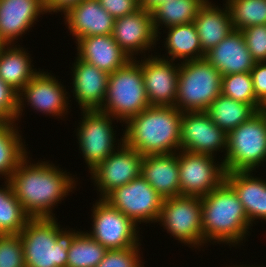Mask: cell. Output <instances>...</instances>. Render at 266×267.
<instances>
[{"instance_id": "ffe728a7", "label": "cell", "mask_w": 266, "mask_h": 267, "mask_svg": "<svg viewBox=\"0 0 266 267\" xmlns=\"http://www.w3.org/2000/svg\"><path fill=\"white\" fill-rule=\"evenodd\" d=\"M64 19L75 42L88 36L111 35L115 24L98 0H82L64 13Z\"/></svg>"}, {"instance_id": "83f0119b", "label": "cell", "mask_w": 266, "mask_h": 267, "mask_svg": "<svg viewBox=\"0 0 266 267\" xmlns=\"http://www.w3.org/2000/svg\"><path fill=\"white\" fill-rule=\"evenodd\" d=\"M16 124L0 121V177L6 180L28 154Z\"/></svg>"}, {"instance_id": "ac0fdd59", "label": "cell", "mask_w": 266, "mask_h": 267, "mask_svg": "<svg viewBox=\"0 0 266 267\" xmlns=\"http://www.w3.org/2000/svg\"><path fill=\"white\" fill-rule=\"evenodd\" d=\"M73 64V96L80 110H99L105 100L109 74L77 57Z\"/></svg>"}, {"instance_id": "7a4b0ae2", "label": "cell", "mask_w": 266, "mask_h": 267, "mask_svg": "<svg viewBox=\"0 0 266 267\" xmlns=\"http://www.w3.org/2000/svg\"><path fill=\"white\" fill-rule=\"evenodd\" d=\"M182 114L175 106L151 105L123 123V142L143 156L177 153Z\"/></svg>"}, {"instance_id": "7c38bea8", "label": "cell", "mask_w": 266, "mask_h": 267, "mask_svg": "<svg viewBox=\"0 0 266 267\" xmlns=\"http://www.w3.org/2000/svg\"><path fill=\"white\" fill-rule=\"evenodd\" d=\"M214 158L208 154L178 151L180 195L202 197L225 180L224 165L217 164Z\"/></svg>"}, {"instance_id": "60d3db41", "label": "cell", "mask_w": 266, "mask_h": 267, "mask_svg": "<svg viewBox=\"0 0 266 267\" xmlns=\"http://www.w3.org/2000/svg\"><path fill=\"white\" fill-rule=\"evenodd\" d=\"M82 0H42L45 10L48 13H65L70 7L80 3Z\"/></svg>"}, {"instance_id": "74e56055", "label": "cell", "mask_w": 266, "mask_h": 267, "mask_svg": "<svg viewBox=\"0 0 266 267\" xmlns=\"http://www.w3.org/2000/svg\"><path fill=\"white\" fill-rule=\"evenodd\" d=\"M18 93L0 78V121L15 122Z\"/></svg>"}, {"instance_id": "5b68a950", "label": "cell", "mask_w": 266, "mask_h": 267, "mask_svg": "<svg viewBox=\"0 0 266 267\" xmlns=\"http://www.w3.org/2000/svg\"><path fill=\"white\" fill-rule=\"evenodd\" d=\"M149 106L141 66L135 59L109 74L106 97L100 111L123 123Z\"/></svg>"}, {"instance_id": "9a60e30c", "label": "cell", "mask_w": 266, "mask_h": 267, "mask_svg": "<svg viewBox=\"0 0 266 267\" xmlns=\"http://www.w3.org/2000/svg\"><path fill=\"white\" fill-rule=\"evenodd\" d=\"M180 150L215 156L227 151V133L216 126L206 111L183 112Z\"/></svg>"}, {"instance_id": "4316f807", "label": "cell", "mask_w": 266, "mask_h": 267, "mask_svg": "<svg viewBox=\"0 0 266 267\" xmlns=\"http://www.w3.org/2000/svg\"><path fill=\"white\" fill-rule=\"evenodd\" d=\"M168 30L164 47L169 57L164 59L175 61L200 60L205 57L202 51L200 39L193 22L175 25L166 28Z\"/></svg>"}, {"instance_id": "ee69618b", "label": "cell", "mask_w": 266, "mask_h": 267, "mask_svg": "<svg viewBox=\"0 0 266 267\" xmlns=\"http://www.w3.org/2000/svg\"><path fill=\"white\" fill-rule=\"evenodd\" d=\"M4 44L1 42V40H0V47H2Z\"/></svg>"}, {"instance_id": "cb8c5ba5", "label": "cell", "mask_w": 266, "mask_h": 267, "mask_svg": "<svg viewBox=\"0 0 266 267\" xmlns=\"http://www.w3.org/2000/svg\"><path fill=\"white\" fill-rule=\"evenodd\" d=\"M252 171L225 173V181L234 189L248 220L266 221V179L254 177Z\"/></svg>"}, {"instance_id": "b9f144b4", "label": "cell", "mask_w": 266, "mask_h": 267, "mask_svg": "<svg viewBox=\"0 0 266 267\" xmlns=\"http://www.w3.org/2000/svg\"><path fill=\"white\" fill-rule=\"evenodd\" d=\"M166 1H169V0H142L140 4H141V7L149 11H152L156 6Z\"/></svg>"}, {"instance_id": "5bb4252c", "label": "cell", "mask_w": 266, "mask_h": 267, "mask_svg": "<svg viewBox=\"0 0 266 267\" xmlns=\"http://www.w3.org/2000/svg\"><path fill=\"white\" fill-rule=\"evenodd\" d=\"M48 72H39L18 93V110L16 121L21 118L25 103L33 109L49 116L63 117L68 112L66 88L61 81ZM65 88V89H64ZM25 97V98H24ZM27 100V101H26ZM51 114V115H50ZM59 116V117H58Z\"/></svg>"}, {"instance_id": "836d02e7", "label": "cell", "mask_w": 266, "mask_h": 267, "mask_svg": "<svg viewBox=\"0 0 266 267\" xmlns=\"http://www.w3.org/2000/svg\"><path fill=\"white\" fill-rule=\"evenodd\" d=\"M221 94L238 102L250 104L257 112L265 109L255 96L250 72L222 76Z\"/></svg>"}, {"instance_id": "9c48e42d", "label": "cell", "mask_w": 266, "mask_h": 267, "mask_svg": "<svg viewBox=\"0 0 266 267\" xmlns=\"http://www.w3.org/2000/svg\"><path fill=\"white\" fill-rule=\"evenodd\" d=\"M92 230L87 234L107 250L140 245L138 225L106 200L100 198L93 204Z\"/></svg>"}, {"instance_id": "7bdbcfd3", "label": "cell", "mask_w": 266, "mask_h": 267, "mask_svg": "<svg viewBox=\"0 0 266 267\" xmlns=\"http://www.w3.org/2000/svg\"><path fill=\"white\" fill-rule=\"evenodd\" d=\"M240 266L243 267L242 265H240ZM240 266H236V265H235V267H240ZM226 267H227V266H226ZM244 267H246V265H245ZM247 267H251V266H247ZM252 267H256V266H253V265H252ZM257 267H258V266H257ZM259 267H260V266H259ZM261 267H262V266H261ZM263 267H264V266H263Z\"/></svg>"}, {"instance_id": "52a82bcc", "label": "cell", "mask_w": 266, "mask_h": 267, "mask_svg": "<svg viewBox=\"0 0 266 267\" xmlns=\"http://www.w3.org/2000/svg\"><path fill=\"white\" fill-rule=\"evenodd\" d=\"M222 75L205 58L181 61L175 107L182 112L207 111L221 94Z\"/></svg>"}, {"instance_id": "44dd1931", "label": "cell", "mask_w": 266, "mask_h": 267, "mask_svg": "<svg viewBox=\"0 0 266 267\" xmlns=\"http://www.w3.org/2000/svg\"><path fill=\"white\" fill-rule=\"evenodd\" d=\"M222 76L235 73L251 72L255 60L249 52L243 33L233 30L204 57Z\"/></svg>"}, {"instance_id": "4dcf8cb0", "label": "cell", "mask_w": 266, "mask_h": 267, "mask_svg": "<svg viewBox=\"0 0 266 267\" xmlns=\"http://www.w3.org/2000/svg\"><path fill=\"white\" fill-rule=\"evenodd\" d=\"M0 187V234H19L31 218L16 198L8 180Z\"/></svg>"}, {"instance_id": "f1b7e54d", "label": "cell", "mask_w": 266, "mask_h": 267, "mask_svg": "<svg viewBox=\"0 0 266 267\" xmlns=\"http://www.w3.org/2000/svg\"><path fill=\"white\" fill-rule=\"evenodd\" d=\"M206 112L212 122L227 134L257 113L250 104L238 102L222 94L210 104Z\"/></svg>"}, {"instance_id": "d4e9b609", "label": "cell", "mask_w": 266, "mask_h": 267, "mask_svg": "<svg viewBox=\"0 0 266 267\" xmlns=\"http://www.w3.org/2000/svg\"><path fill=\"white\" fill-rule=\"evenodd\" d=\"M224 8L216 7L206 0L197 12L194 24L200 39L202 51L207 53L233 32V24L226 3Z\"/></svg>"}, {"instance_id": "2e32d148", "label": "cell", "mask_w": 266, "mask_h": 267, "mask_svg": "<svg viewBox=\"0 0 266 267\" xmlns=\"http://www.w3.org/2000/svg\"><path fill=\"white\" fill-rule=\"evenodd\" d=\"M143 60H136L142 70L144 87L150 105L175 106L180 63L175 65L159 55H149Z\"/></svg>"}, {"instance_id": "3957f363", "label": "cell", "mask_w": 266, "mask_h": 267, "mask_svg": "<svg viewBox=\"0 0 266 267\" xmlns=\"http://www.w3.org/2000/svg\"><path fill=\"white\" fill-rule=\"evenodd\" d=\"M201 202L203 245L209 241L229 246L243 243L251 224L236 192L225 180L202 196Z\"/></svg>"}, {"instance_id": "f546056e", "label": "cell", "mask_w": 266, "mask_h": 267, "mask_svg": "<svg viewBox=\"0 0 266 267\" xmlns=\"http://www.w3.org/2000/svg\"><path fill=\"white\" fill-rule=\"evenodd\" d=\"M206 0H169L156 6L152 11L153 25L157 35L161 25L165 28L194 22L197 12Z\"/></svg>"}, {"instance_id": "4fadbf2b", "label": "cell", "mask_w": 266, "mask_h": 267, "mask_svg": "<svg viewBox=\"0 0 266 267\" xmlns=\"http://www.w3.org/2000/svg\"><path fill=\"white\" fill-rule=\"evenodd\" d=\"M117 141L118 148L90 171L93 184L99 189V198L141 176L143 155L126 145L123 137Z\"/></svg>"}, {"instance_id": "484cf974", "label": "cell", "mask_w": 266, "mask_h": 267, "mask_svg": "<svg viewBox=\"0 0 266 267\" xmlns=\"http://www.w3.org/2000/svg\"><path fill=\"white\" fill-rule=\"evenodd\" d=\"M13 46L0 47V78L19 93L39 71L32 68V59L25 48Z\"/></svg>"}, {"instance_id": "ab89813d", "label": "cell", "mask_w": 266, "mask_h": 267, "mask_svg": "<svg viewBox=\"0 0 266 267\" xmlns=\"http://www.w3.org/2000/svg\"><path fill=\"white\" fill-rule=\"evenodd\" d=\"M250 73L255 96L266 108V62H256Z\"/></svg>"}, {"instance_id": "ba28073f", "label": "cell", "mask_w": 266, "mask_h": 267, "mask_svg": "<svg viewBox=\"0 0 266 267\" xmlns=\"http://www.w3.org/2000/svg\"><path fill=\"white\" fill-rule=\"evenodd\" d=\"M157 222L181 244L193 248L203 245L201 197L180 195L164 199Z\"/></svg>"}, {"instance_id": "30bf717a", "label": "cell", "mask_w": 266, "mask_h": 267, "mask_svg": "<svg viewBox=\"0 0 266 267\" xmlns=\"http://www.w3.org/2000/svg\"><path fill=\"white\" fill-rule=\"evenodd\" d=\"M103 199L137 225L157 222L164 201L142 176L114 188Z\"/></svg>"}, {"instance_id": "8fae6325", "label": "cell", "mask_w": 266, "mask_h": 267, "mask_svg": "<svg viewBox=\"0 0 266 267\" xmlns=\"http://www.w3.org/2000/svg\"><path fill=\"white\" fill-rule=\"evenodd\" d=\"M81 122L77 126V139L85 163L92 171L117 148L113 127V116L100 110H82Z\"/></svg>"}, {"instance_id": "f35d334b", "label": "cell", "mask_w": 266, "mask_h": 267, "mask_svg": "<svg viewBox=\"0 0 266 267\" xmlns=\"http://www.w3.org/2000/svg\"><path fill=\"white\" fill-rule=\"evenodd\" d=\"M114 19L135 13L141 8L138 0H98Z\"/></svg>"}, {"instance_id": "e0dca14e", "label": "cell", "mask_w": 266, "mask_h": 267, "mask_svg": "<svg viewBox=\"0 0 266 267\" xmlns=\"http://www.w3.org/2000/svg\"><path fill=\"white\" fill-rule=\"evenodd\" d=\"M111 36L131 59H136L134 55L139 52L142 54L151 50L159 40L152 13L143 7L133 14L115 19Z\"/></svg>"}, {"instance_id": "1f68e13d", "label": "cell", "mask_w": 266, "mask_h": 267, "mask_svg": "<svg viewBox=\"0 0 266 267\" xmlns=\"http://www.w3.org/2000/svg\"><path fill=\"white\" fill-rule=\"evenodd\" d=\"M106 251L104 246L82 231L68 250L66 267H96Z\"/></svg>"}, {"instance_id": "e575fe53", "label": "cell", "mask_w": 266, "mask_h": 267, "mask_svg": "<svg viewBox=\"0 0 266 267\" xmlns=\"http://www.w3.org/2000/svg\"><path fill=\"white\" fill-rule=\"evenodd\" d=\"M0 267H26L19 234H0Z\"/></svg>"}, {"instance_id": "d6a6232c", "label": "cell", "mask_w": 266, "mask_h": 267, "mask_svg": "<svg viewBox=\"0 0 266 267\" xmlns=\"http://www.w3.org/2000/svg\"><path fill=\"white\" fill-rule=\"evenodd\" d=\"M226 5L235 30L266 24V0H227Z\"/></svg>"}, {"instance_id": "d6986e66", "label": "cell", "mask_w": 266, "mask_h": 267, "mask_svg": "<svg viewBox=\"0 0 266 267\" xmlns=\"http://www.w3.org/2000/svg\"><path fill=\"white\" fill-rule=\"evenodd\" d=\"M45 13L47 12L42 0H0L1 42L16 44L15 40L25 35L35 21H38V17Z\"/></svg>"}, {"instance_id": "6da1fadb", "label": "cell", "mask_w": 266, "mask_h": 267, "mask_svg": "<svg viewBox=\"0 0 266 267\" xmlns=\"http://www.w3.org/2000/svg\"><path fill=\"white\" fill-rule=\"evenodd\" d=\"M65 172L48 161L31 164L26 156L8 181L31 218L55 217L53 206L76 189L75 178Z\"/></svg>"}, {"instance_id": "7402d4cb", "label": "cell", "mask_w": 266, "mask_h": 267, "mask_svg": "<svg viewBox=\"0 0 266 267\" xmlns=\"http://www.w3.org/2000/svg\"><path fill=\"white\" fill-rule=\"evenodd\" d=\"M76 44L80 59L108 74L124 67L132 60L111 35L83 37Z\"/></svg>"}, {"instance_id": "277c9868", "label": "cell", "mask_w": 266, "mask_h": 267, "mask_svg": "<svg viewBox=\"0 0 266 267\" xmlns=\"http://www.w3.org/2000/svg\"><path fill=\"white\" fill-rule=\"evenodd\" d=\"M56 220L55 217L30 218L19 233L26 267L67 266L68 250L81 231L60 229Z\"/></svg>"}, {"instance_id": "603a6c76", "label": "cell", "mask_w": 266, "mask_h": 267, "mask_svg": "<svg viewBox=\"0 0 266 267\" xmlns=\"http://www.w3.org/2000/svg\"><path fill=\"white\" fill-rule=\"evenodd\" d=\"M141 176L163 199L180 196L178 153L143 156Z\"/></svg>"}, {"instance_id": "d590c367", "label": "cell", "mask_w": 266, "mask_h": 267, "mask_svg": "<svg viewBox=\"0 0 266 267\" xmlns=\"http://www.w3.org/2000/svg\"><path fill=\"white\" fill-rule=\"evenodd\" d=\"M140 246L107 250L96 267H144L140 257Z\"/></svg>"}, {"instance_id": "8992f818", "label": "cell", "mask_w": 266, "mask_h": 267, "mask_svg": "<svg viewBox=\"0 0 266 267\" xmlns=\"http://www.w3.org/2000/svg\"><path fill=\"white\" fill-rule=\"evenodd\" d=\"M221 160L225 172L255 171L266 162V110L227 134V151Z\"/></svg>"}, {"instance_id": "8d00e7d4", "label": "cell", "mask_w": 266, "mask_h": 267, "mask_svg": "<svg viewBox=\"0 0 266 267\" xmlns=\"http://www.w3.org/2000/svg\"><path fill=\"white\" fill-rule=\"evenodd\" d=\"M241 32L255 62H266V24L249 26Z\"/></svg>"}]
</instances>
